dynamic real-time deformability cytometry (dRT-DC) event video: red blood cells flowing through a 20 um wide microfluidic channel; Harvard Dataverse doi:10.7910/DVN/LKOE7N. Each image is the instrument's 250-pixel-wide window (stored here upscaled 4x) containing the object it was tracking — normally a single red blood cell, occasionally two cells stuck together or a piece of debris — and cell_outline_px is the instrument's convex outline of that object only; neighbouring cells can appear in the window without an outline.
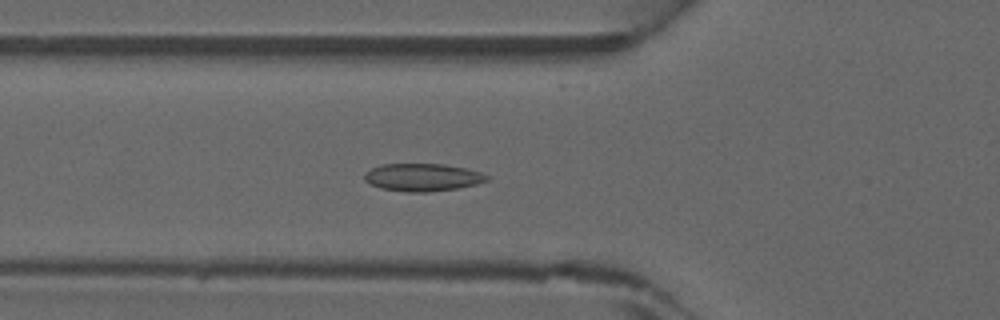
{"species": "common noctule bat (a hibernating species)", "species_latin": "Nyctalus noctula", "temperature_condition": "warm", "stored_images_in_passage": 45, "camera_frame_rate_fps": 3000, "um_per_image_px": 0.085, "animal": {"sex": "male", "forearm_length_mm": 52.5}, "frame": {"image": 1, "passage_image": 16, "time_ms": 5.0, "image_size_px": [1000, 320], "cell_outline_px": [[488, 180], [476, 184], [460, 188], [428, 192], [408, 192], [380, 188], [364, 180], [364, 172], [380, 164], [444, 164], [468, 168], [480, 172], [488, 176]], "centroid_in_image_um": [35.92, 15.07], "position_along_channel_um": 89.9, "area_um2": 19.83}}
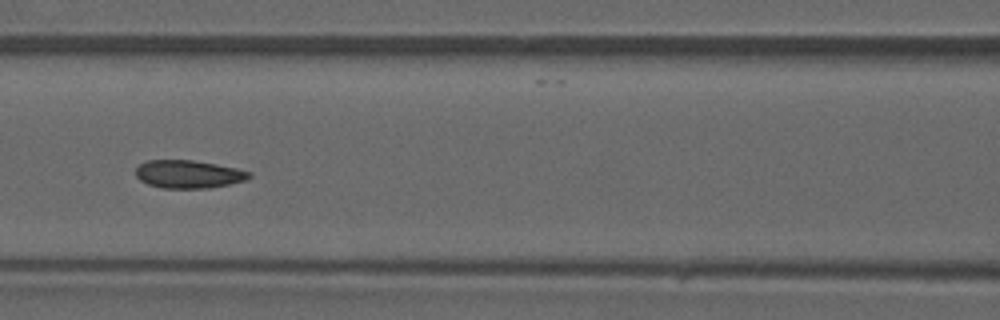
{"frame": {"image": 2, "passage_image": 20, "time_ms": 6.333, "image_size_px": [1000, 320], "cell_outline_px": [[252, 176], [248, 180], [208, 188], [164, 188], [148, 184], [140, 180], [136, 176], [136, 168], [140, 164], [148, 160], [192, 160], [216, 164], [236, 168], [252, 172]], "centroid_in_image_um": [16.05, 14.8], "position_along_channel_um": 150.6, "area_um2": 18.5}}
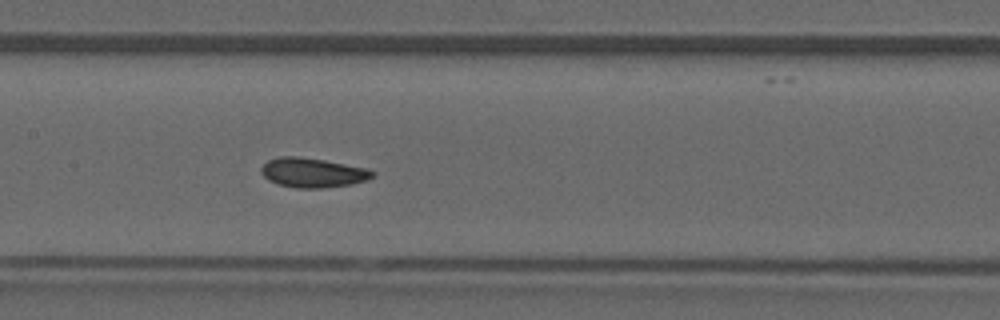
{"frame": {"image": 3, "passage_image": 22, "time_ms": 7.0, "image_size_px": [1000, 320], "cell_outline_px": [[376, 176], [368, 180], [352, 184], [320, 188], [296, 188], [280, 184], [268, 180], [260, 172], [260, 168], [268, 160], [280, 156], [300, 156], [324, 160], [368, 168], [376, 172]], "centroid_in_image_um": [26.62, 14.67], "position_along_channel_um": 180.8, "area_um2": 19.31}}